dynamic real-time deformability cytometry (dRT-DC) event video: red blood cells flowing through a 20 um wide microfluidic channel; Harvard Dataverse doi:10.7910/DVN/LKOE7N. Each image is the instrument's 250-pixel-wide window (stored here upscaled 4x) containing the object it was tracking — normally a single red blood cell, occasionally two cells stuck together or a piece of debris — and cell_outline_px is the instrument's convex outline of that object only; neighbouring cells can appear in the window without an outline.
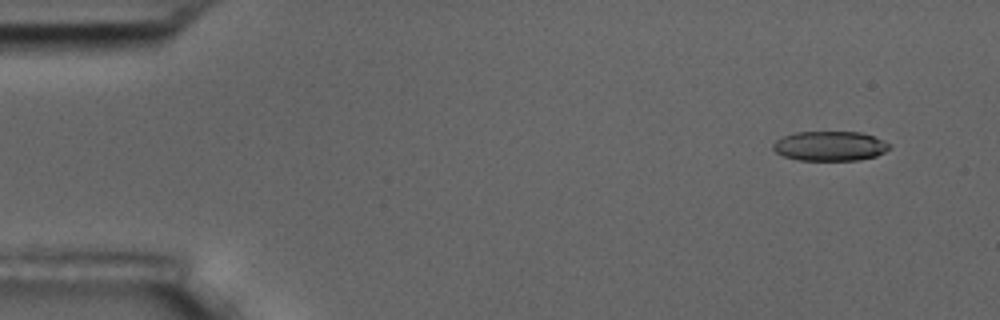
{"species": "common noctule bat (a hibernating species)", "species_latin": "Nyctalus noctula", "temperature_condition": "room temperature", "stored_images_in_passage": 4, "camera_frame_rate_fps": 3000, "um_per_image_px": 0.085, "animal": {"sex": "male", "body_mass_g": 17.5, "forearm_length_mm": 52.3}, "frame": {"image": 1, "passage_image": 1, "time_ms": 0.0, "image_size_px": [1000, 320], "cell_outline_px": [[892, 148], [876, 156], [860, 160], [796, 160], [784, 156], [776, 152], [772, 148], [772, 144], [776, 140], [784, 136], [796, 132], [860, 132], [872, 136], [892, 144]], "centroid_in_image_um": [70.56, 12.42], "position_along_channel_um": 14.4, "area_um2": 20.17}}